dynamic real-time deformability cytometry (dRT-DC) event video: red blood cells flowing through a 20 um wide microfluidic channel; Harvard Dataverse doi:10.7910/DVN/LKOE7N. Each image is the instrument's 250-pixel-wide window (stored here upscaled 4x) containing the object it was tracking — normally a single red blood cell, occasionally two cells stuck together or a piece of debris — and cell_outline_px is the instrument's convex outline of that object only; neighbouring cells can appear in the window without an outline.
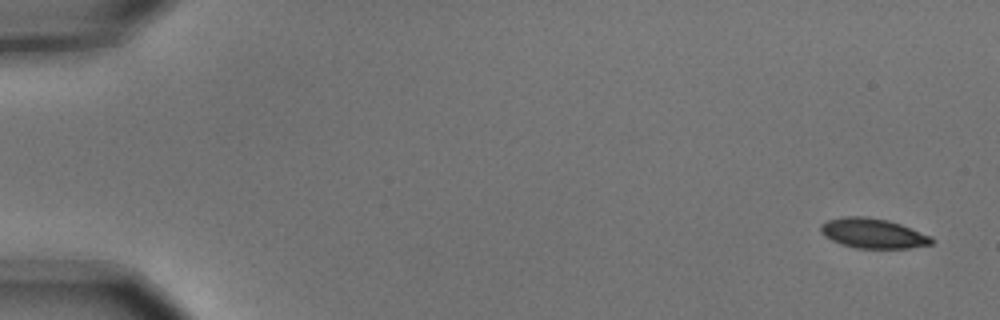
{"species": "common noctule bat (a hibernating species)", "species_latin": "Nyctalus noctula", "temperature_condition": "cold", "stored_images_in_passage": 6, "camera_frame_rate_fps": 3000, "um_per_image_px": 0.085, "animal": {"sex": "male", "body_mass_g": 15.6}, "frame": {"image": 1, "passage_image": 1, "time_ms": 0.0, "image_size_px": [1000, 320], "cell_outline_px": [[936, 240], [932, 244], [908, 248], [856, 248], [840, 244], [824, 236], [820, 232], [820, 224], [828, 220], [844, 216], [868, 216], [888, 220], [900, 224], [932, 236]], "centroid_in_image_um": [74.2, 19.83], "position_along_channel_um": 10.8, "area_um2": 19.48}}
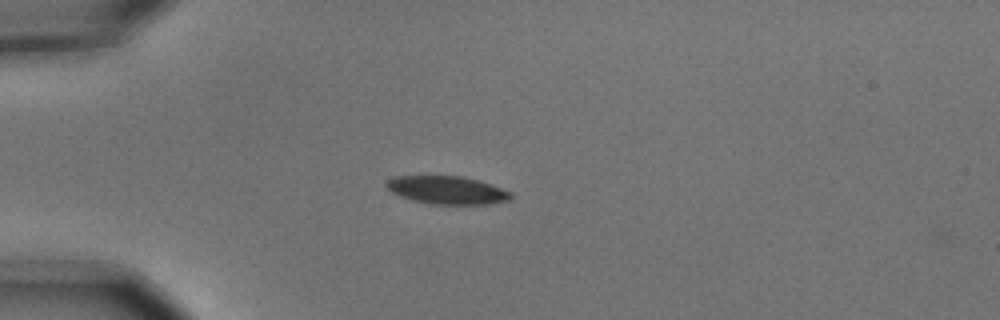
{"frame": {"image": 2, "passage_image": 5, "time_ms": 1.333, "image_size_px": [1000, 320], "cell_outline_px": [[512, 200], [488, 204], [432, 204], [412, 200], [400, 196], [392, 192], [384, 184], [392, 176], [464, 176], [480, 180], [492, 184], [512, 192]], "centroid_in_image_um": [38.04, 16.15], "position_along_channel_um": 47.0, "area_um2": 20.52}}